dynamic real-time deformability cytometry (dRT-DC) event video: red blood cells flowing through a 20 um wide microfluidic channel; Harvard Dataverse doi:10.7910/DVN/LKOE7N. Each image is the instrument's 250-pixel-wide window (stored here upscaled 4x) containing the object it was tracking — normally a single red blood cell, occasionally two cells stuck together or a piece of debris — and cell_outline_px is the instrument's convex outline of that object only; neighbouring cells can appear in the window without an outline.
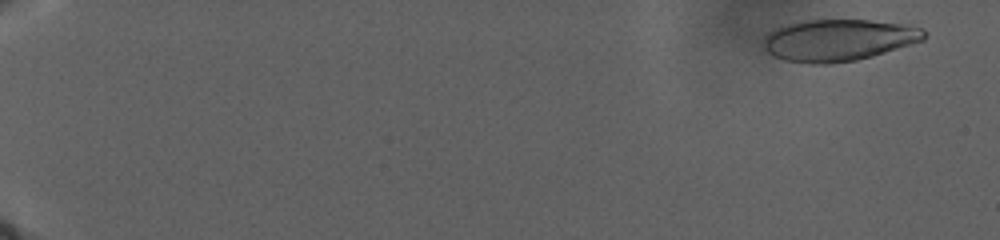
{"species": "human", "species_latin": "Homo sapiens", "temperature_condition": "warm", "stored_images_in_passage": 66, "camera_frame_rate_fps": 3000, "um_per_image_px": 0.085, "donor": {"sex": "male"}, "frame": {"image": 1, "passage_image": 6, "time_ms": 2.0, "image_size_px": [1000, 240], "cell_outline_px": [[928, 36], [924, 40], [872, 56], [856, 60], [828, 64], [812, 64], [784, 60], [772, 56], [764, 48], [764, 36], [768, 32], [784, 24], [800, 20], [868, 20], [904, 24], [924, 28], [928, 32]], "centroid_in_image_um": [71.27, 3.4], "position_along_channel_um": 13.7, "area_um2": 39.42}}
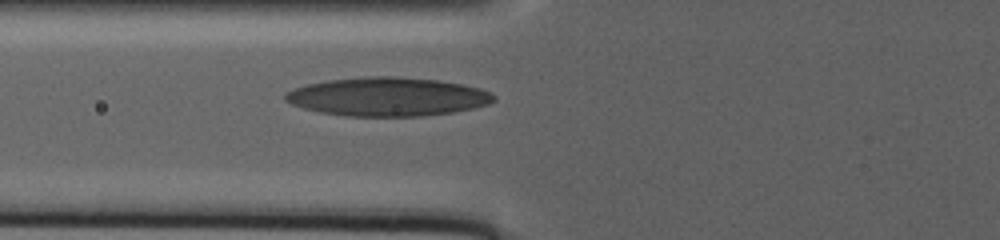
{"frame": {"image": 2, "passage_image": 40, "time_ms": 18.333, "image_size_px": [1000, 240], "cell_outline_px": [[496, 100], [488, 104], [472, 108], [452, 112], [424, 116], [344, 116], [320, 112], [304, 108], [292, 104], [284, 100], [284, 92], [292, 88], [308, 84], [328, 80], [368, 76], [396, 76], [436, 80], [464, 84], [480, 88], [492, 92], [496, 96]], "centroid_in_image_um": [32.94, 8.22], "position_along_channel_um": 92.9, "area_um2": 47.22}}
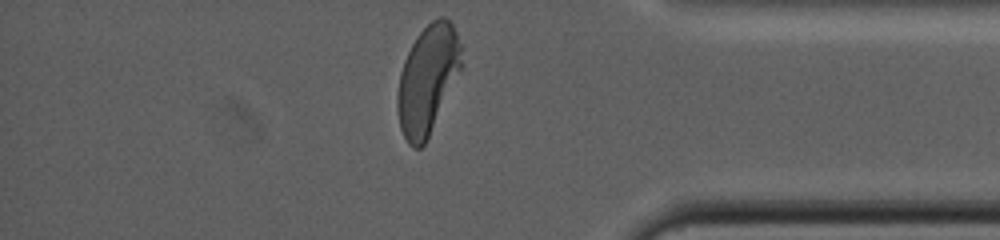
{"frame": {"image": 3, "passage_image": 66, "time_ms": 36.0, "image_size_px": [1000, 240], "cell_outline_px": [[460, 68], [428, 136], [424, 144], [420, 148], [412, 148], [408, 144], [400, 128], [396, 108], [396, 96], [400, 72], [404, 60], [416, 36], [432, 20], [440, 16], [444, 16], [452, 24], [456, 32], [460, 44]], "centroid_in_image_um": [36.29, 6.75], "position_along_channel_um": 398.9, "area_um2": 39.59}}